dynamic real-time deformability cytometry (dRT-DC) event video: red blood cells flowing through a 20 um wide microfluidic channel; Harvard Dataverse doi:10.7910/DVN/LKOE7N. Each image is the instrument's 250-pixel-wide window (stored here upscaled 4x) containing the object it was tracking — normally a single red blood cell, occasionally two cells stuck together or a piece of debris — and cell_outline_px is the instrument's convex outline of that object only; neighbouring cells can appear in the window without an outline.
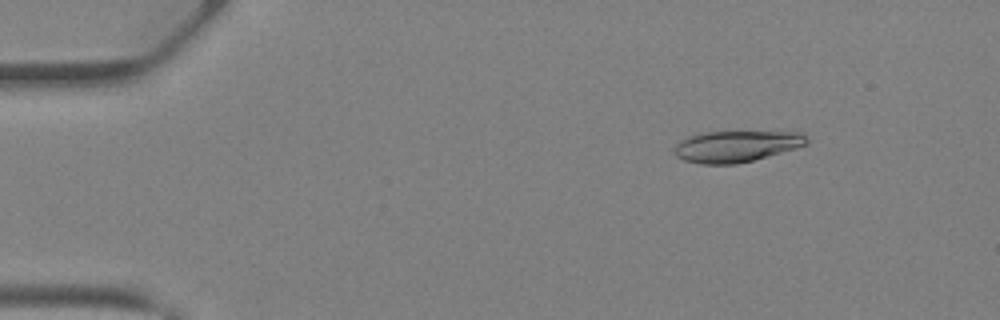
{"species": "Egyptian fruit bat (a non-hibernating species)", "species_latin": "Rousettus aegyptiacus", "temperature_condition": "warm", "stored_images_in_passage": 41, "camera_frame_rate_fps": 3000, "um_per_image_px": 0.085, "animal": {"sex": "female"}, "frame": {"image": 1, "passage_image": 6, "time_ms": 1.667, "image_size_px": [1000, 320], "cell_outline_px": [[808, 144], [796, 148], [752, 160], [736, 164], [700, 164], [684, 160], [676, 156], [676, 144], [680, 140], [688, 136], [708, 132], [800, 132], [808, 140]], "centroid_in_image_um": [62.57, 12.44], "position_along_channel_um": 22.4, "area_um2": 23.81}}
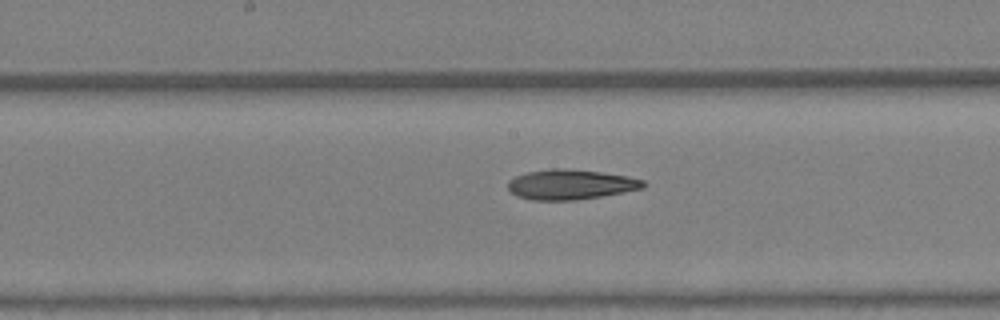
{"frame": {"image": 2, "passage_image": 22, "time_ms": 7.0, "image_size_px": [1000, 320], "cell_outline_px": [[644, 188], [600, 196], [576, 200], [532, 200], [516, 196], [508, 188], [508, 180], [516, 176], [528, 172], [552, 168], [564, 168], [600, 172], [624, 176], [644, 180]], "centroid_in_image_um": [48.45, 15.68], "position_along_channel_um": 199.7, "area_um2": 23.41}}
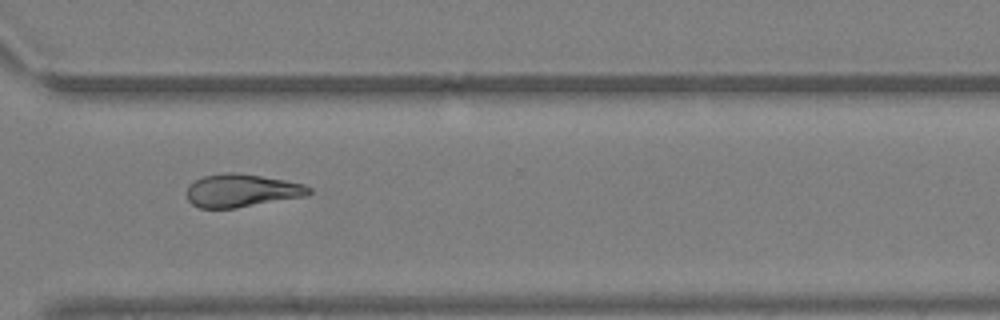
{"frame": {"image": 3, "passage_image": 31, "time_ms": 10.0, "image_size_px": [1000, 320], "cell_outline_px": [[312, 192], [308, 196], [236, 208], [200, 208], [192, 204], [188, 200], [188, 184], [204, 176], [224, 172], [232, 172], [260, 176], [284, 180], [304, 184], [312, 188]], "centroid_in_image_um": [20.57, 16.2], "position_along_channel_um": 350.0, "area_um2": 23.52}}